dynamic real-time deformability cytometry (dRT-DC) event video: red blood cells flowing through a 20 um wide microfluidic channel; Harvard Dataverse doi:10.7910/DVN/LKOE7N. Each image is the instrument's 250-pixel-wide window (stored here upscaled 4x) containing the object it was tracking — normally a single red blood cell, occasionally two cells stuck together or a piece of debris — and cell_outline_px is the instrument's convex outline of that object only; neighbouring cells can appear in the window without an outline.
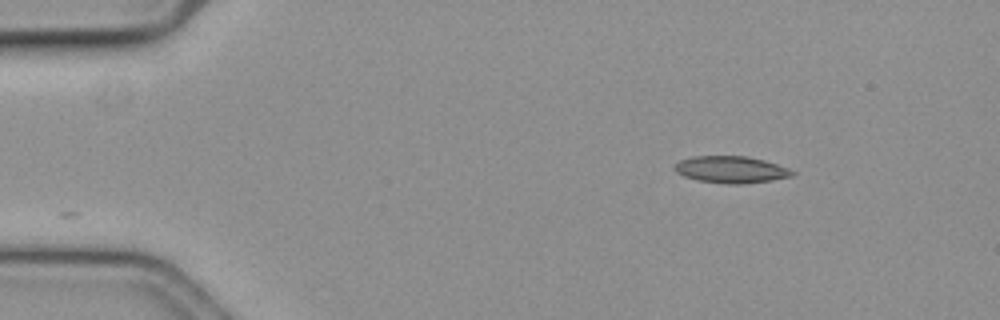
{"species": "common noctule bat (a hibernating species)", "species_latin": "Nyctalus noctula", "temperature_condition": "cold", "stored_images_in_passage": 11, "camera_frame_rate_fps": 3000, "um_per_image_px": 0.085, "animal": {"sex": "female", "body_mass_g": 19.3, "forearm_length_mm": 54.1}, "frame": {"image": 1, "passage_image": 1, "time_ms": 0.0, "image_size_px": [1000, 320], "cell_outline_px": [[796, 172], [792, 176], [772, 180], [740, 184], [728, 184], [696, 180], [684, 176], [676, 172], [676, 164], [680, 160], [692, 156], [744, 156], [764, 160], [788, 168]], "centroid_in_image_um": [62.14, 14.41], "position_along_channel_um": 22.9, "area_um2": 18.26}}
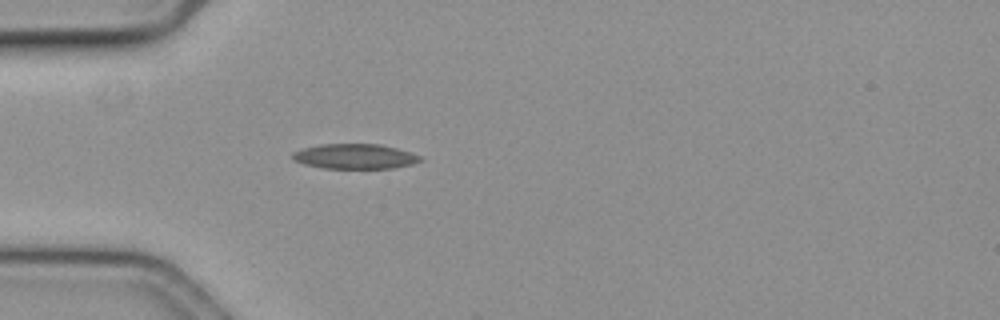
{"frame": {"image": 2, "passage_image": 10, "time_ms": 3.0, "image_size_px": [1000, 320], "cell_outline_px": [[424, 160], [412, 164], [392, 168], [324, 168], [304, 164], [292, 160], [292, 152], [304, 148], [320, 144], [380, 144], [412, 152], [420, 156]], "centroid_in_image_um": [30.17, 13.29], "position_along_channel_um": 54.8, "area_um2": 18.61}}